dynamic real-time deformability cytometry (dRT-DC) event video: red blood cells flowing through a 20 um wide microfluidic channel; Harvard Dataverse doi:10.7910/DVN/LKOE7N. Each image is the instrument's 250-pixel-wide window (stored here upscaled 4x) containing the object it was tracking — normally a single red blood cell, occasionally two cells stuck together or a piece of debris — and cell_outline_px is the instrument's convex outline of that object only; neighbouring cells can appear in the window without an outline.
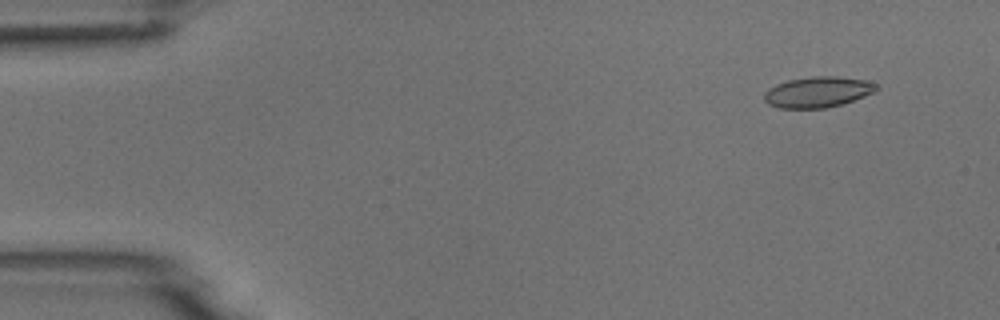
{"species": "common noctule bat (a hibernating species)", "species_latin": "Nyctalus noctula", "temperature_condition": "room temperature", "stored_images_in_passage": 3, "camera_frame_rate_fps": 3000, "um_per_image_px": 0.085, "animal": {"sex": "male", "body_mass_g": 18.8}, "frame": {"image": 1, "passage_image": 2, "time_ms": 1.0, "image_size_px": [1000, 320], "cell_outline_px": [[880, 88], [876, 92], [840, 104], [824, 108], [780, 108], [768, 104], [764, 100], [764, 92], [768, 88], [776, 84], [788, 80], [812, 76], [836, 76], [864, 80], [876, 84]], "centroid_in_image_um": [69.49, 7.81], "position_along_channel_um": 15.5, "area_um2": 20.06}}